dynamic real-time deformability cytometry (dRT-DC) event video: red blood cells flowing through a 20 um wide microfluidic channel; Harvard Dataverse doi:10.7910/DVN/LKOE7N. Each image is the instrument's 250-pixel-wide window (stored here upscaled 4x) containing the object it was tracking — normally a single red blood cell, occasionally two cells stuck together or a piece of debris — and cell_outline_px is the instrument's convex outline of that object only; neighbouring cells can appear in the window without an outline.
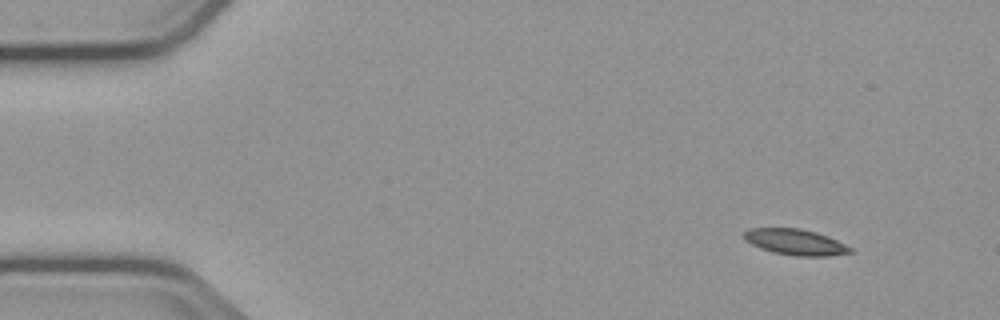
{"species": "common noctule bat (a hibernating species)", "species_latin": "Nyctalus noctula", "temperature_condition": "cold", "stored_images_in_passage": 13, "camera_frame_rate_fps": 3000, "um_per_image_px": 0.085, "animal": {"sex": "male", "body_mass_g": 23.1, "forearm_length_mm": 52.7}, "frame": {"image": 1, "passage_image": 1, "time_ms": 0.0, "image_size_px": [1000, 320], "cell_outline_px": [[852, 252], [828, 256], [796, 256], [772, 252], [760, 248], [744, 240], [744, 232], [748, 228], [800, 228], [816, 232], [828, 236], [852, 248]], "centroid_in_image_um": [67.58, 20.57], "position_along_channel_um": 17.4, "area_um2": 16.01}}